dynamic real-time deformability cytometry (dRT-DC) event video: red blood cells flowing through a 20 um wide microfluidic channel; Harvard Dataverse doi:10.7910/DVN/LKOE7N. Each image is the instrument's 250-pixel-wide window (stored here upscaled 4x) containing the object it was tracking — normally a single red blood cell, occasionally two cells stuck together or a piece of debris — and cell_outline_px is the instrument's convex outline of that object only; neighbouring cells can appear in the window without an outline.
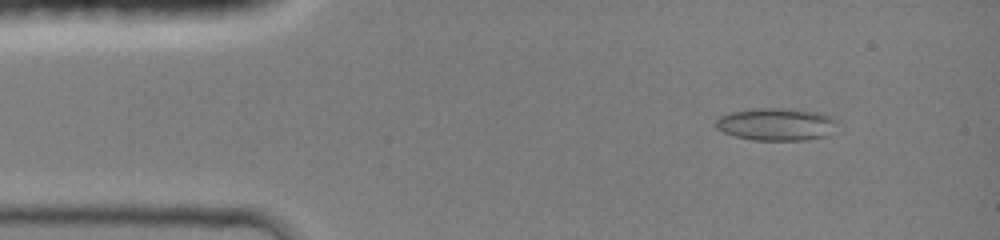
{"species": "common noctule bat (a hibernating species)", "species_latin": "Nyctalus noctula", "temperature_condition": "room temperature", "stored_images_in_passage": 50, "camera_frame_rate_fps": 3000, "um_per_image_px": 0.085, "animal": {"sex": "female", "body_mass_g": 19.0, "forearm_length_mm": 51.5}, "frame": {"image": 1, "passage_image": 6, "time_ms": 1.333, "image_size_px": [1000, 240], "cell_outline_px": [[840, 120], [832, 136], [804, 140], [752, 140], [736, 136], [724, 132], [716, 128], [716, 120], [720, 116], [728, 112], [760, 108], [776, 108], [820, 112], [832, 116]], "centroid_in_image_um": [66.08, 10.57], "position_along_channel_um": 18.9, "area_um2": 23.41}}
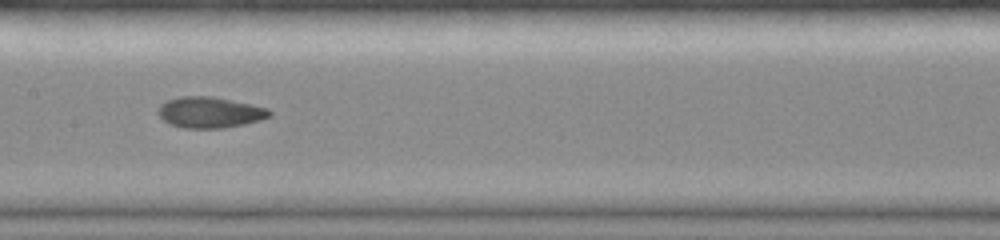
{"frame": {"image": 2, "passage_image": 24, "time_ms": 7.0, "image_size_px": [1000, 240], "cell_outline_px": [[272, 116], [260, 120], [244, 124], [224, 128], [184, 128], [168, 124], [156, 112], [160, 104], [168, 100], [180, 96], [212, 96], [268, 108], [272, 112]], "centroid_in_image_um": [17.82, 9.55], "position_along_channel_um": 189.6, "area_um2": 20.17}}
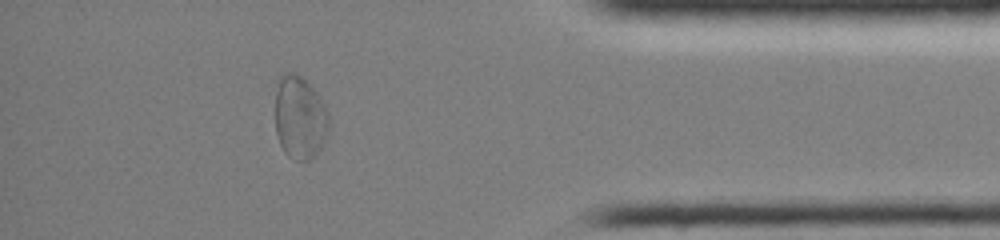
{"frame": {"image": 3, "passage_image": 44, "time_ms": 12.667, "image_size_px": [1000, 240], "cell_outline_px": [[328, 132], [316, 156], [308, 160], [296, 160], [288, 156], [284, 152], [276, 136], [276, 92], [280, 76], [284, 72], [296, 72], [316, 92], [324, 104], [328, 112]], "centroid_in_image_um": [25.48, 10.01], "position_along_channel_um": 409.7, "area_um2": 25.95}, "authors_computed_cell_mechanics": {"area_um2": 20.6346, "velocity_mm_per_s": 4.2589, "shape_relaxation_time_tau1_ms": null, "shape_relaxation_time_tau2_ms": 1.6356, "deformation_change_tau1": null, "deformation_change_tau2": 0.0626}}